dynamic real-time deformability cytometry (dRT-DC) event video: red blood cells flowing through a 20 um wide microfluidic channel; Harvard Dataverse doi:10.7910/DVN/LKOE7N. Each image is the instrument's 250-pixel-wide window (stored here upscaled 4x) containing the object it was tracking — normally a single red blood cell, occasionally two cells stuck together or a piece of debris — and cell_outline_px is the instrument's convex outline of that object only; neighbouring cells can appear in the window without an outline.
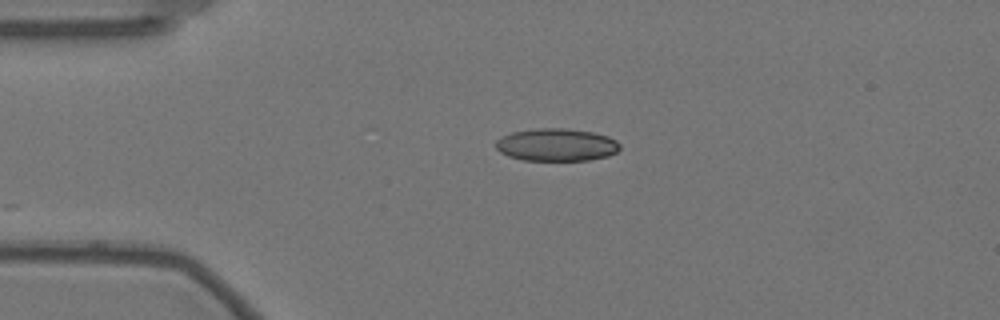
{"species": "Egyptian fruit bat (a non-hibernating species)", "species_latin": "Rousettus aegyptiacus", "temperature_condition": "warm", "stored_images_in_passage": 20, "camera_frame_rate_fps": 3000, "um_per_image_px": 0.085, "animal": {"sex": "female"}, "frame": {"image": 1, "passage_image": 1, "time_ms": 0.0, "image_size_px": [1000, 320], "cell_outline_px": [[620, 148], [616, 152], [608, 156], [588, 160], [524, 160], [508, 156], [500, 152], [496, 148], [496, 140], [512, 132], [536, 128], [564, 128], [592, 132], [608, 136], [616, 140], [620, 144]], "centroid_in_image_um": [47.31, 12.3], "position_along_channel_um": 37.7, "area_um2": 23.52}}
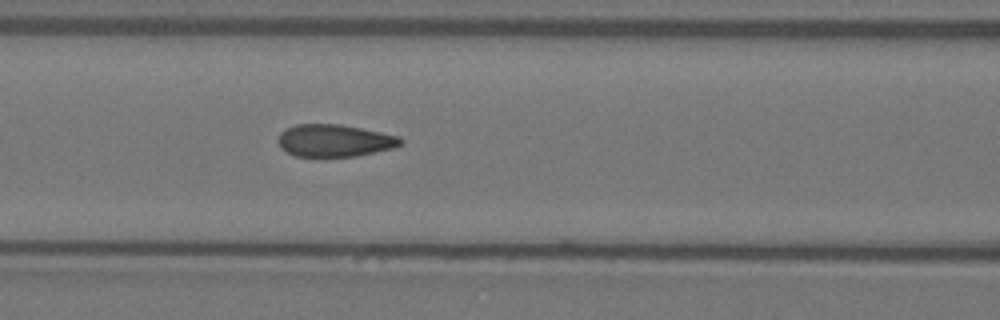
{"frame": {"image": 2, "passage_image": 12, "time_ms": 3.667, "image_size_px": [1000, 320], "cell_outline_px": [[404, 144], [392, 148], [356, 156], [296, 156], [280, 148], [276, 140], [280, 132], [284, 128], [296, 124], [340, 124], [400, 136], [404, 140]], "centroid_in_image_um": [28.41, 11.94], "position_along_channel_um": 138.2, "area_um2": 23.18}}
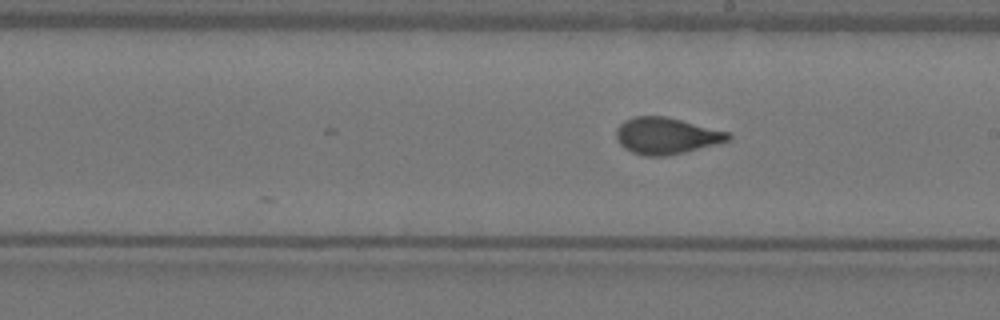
{"frame": {"image": 3, "passage_image": 20, "time_ms": 6.333, "image_size_px": [1000, 320], "cell_outline_px": [[732, 140], [684, 152], [664, 156], [644, 156], [632, 152], [624, 148], [620, 144], [616, 136], [616, 128], [624, 120], [636, 116], [664, 116], [728, 132], [732, 136]], "centroid_in_image_um": [56.61, 11.55], "position_along_channel_um": 232.4, "area_um2": 23.64}}